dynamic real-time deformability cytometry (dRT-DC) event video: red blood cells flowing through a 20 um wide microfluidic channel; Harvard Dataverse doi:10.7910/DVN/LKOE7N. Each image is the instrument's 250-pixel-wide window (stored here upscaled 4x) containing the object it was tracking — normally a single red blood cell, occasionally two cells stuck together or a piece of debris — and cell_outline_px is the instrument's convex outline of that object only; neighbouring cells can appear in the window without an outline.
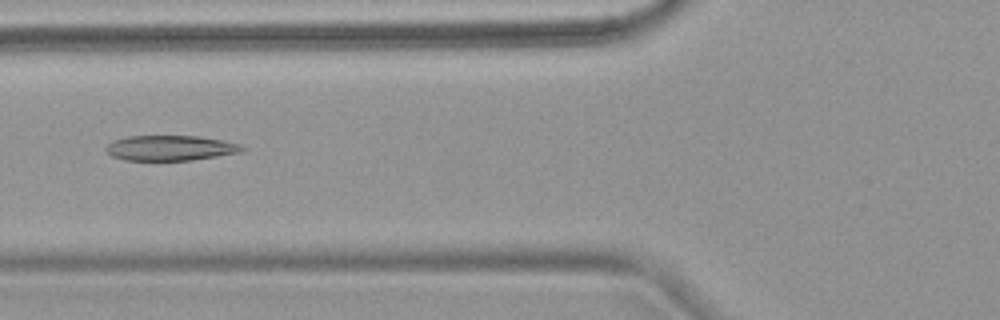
{"species": "common noctule bat (a hibernating species)", "species_latin": "Nyctalus noctula", "temperature_condition": "warm", "stored_images_in_passage": 8, "camera_frame_rate_fps": 3000, "um_per_image_px": 0.085, "animal": {"sex": "female", "body_mass_g": 18.4}, "frame": {"image": 1, "passage_image": 5, "time_ms": 5.0, "image_size_px": [1000, 320], "cell_outline_px": [[248, 148], [240, 152], [192, 160], [124, 160], [112, 156], [104, 148], [112, 140], [128, 136], [200, 136], [240, 144]], "centroid_in_image_um": [14.46, 12.57], "position_along_channel_um": 111.3, "area_um2": 19.94}}
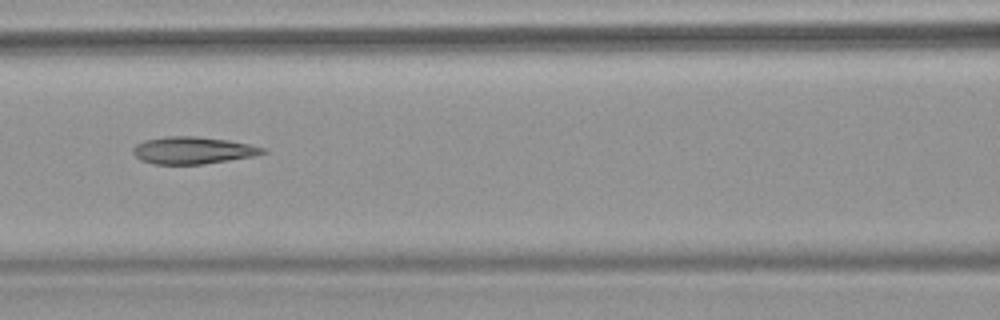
{"frame": {"image": 2, "passage_image": 6, "time_ms": 6.0, "image_size_px": [1000, 320], "cell_outline_px": [[268, 152], [252, 156], [204, 164], [152, 164], [140, 160], [132, 152], [132, 148], [136, 144], [144, 140], [168, 136], [196, 136], [228, 140], [248, 144], [264, 148]], "centroid_in_image_um": [16.35, 12.78], "position_along_channel_um": 150.3, "area_um2": 20.46}}
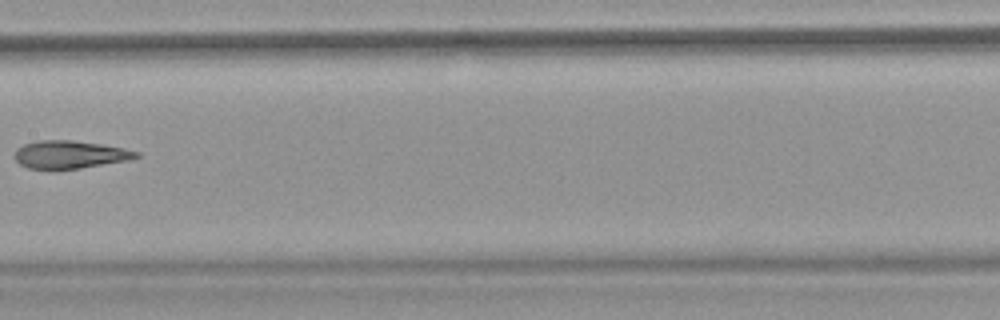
{"frame": {"image": 3, "passage_image": 7, "time_ms": 7.333, "image_size_px": [1000, 320], "cell_outline_px": [[140, 156], [128, 160], [80, 168], [28, 168], [20, 164], [12, 156], [16, 148], [24, 144], [36, 140], [72, 140], [100, 144], [124, 148], [140, 152]], "centroid_in_image_um": [5.91, 13.12], "position_along_channel_um": 201.5, "area_um2": 19.59}}